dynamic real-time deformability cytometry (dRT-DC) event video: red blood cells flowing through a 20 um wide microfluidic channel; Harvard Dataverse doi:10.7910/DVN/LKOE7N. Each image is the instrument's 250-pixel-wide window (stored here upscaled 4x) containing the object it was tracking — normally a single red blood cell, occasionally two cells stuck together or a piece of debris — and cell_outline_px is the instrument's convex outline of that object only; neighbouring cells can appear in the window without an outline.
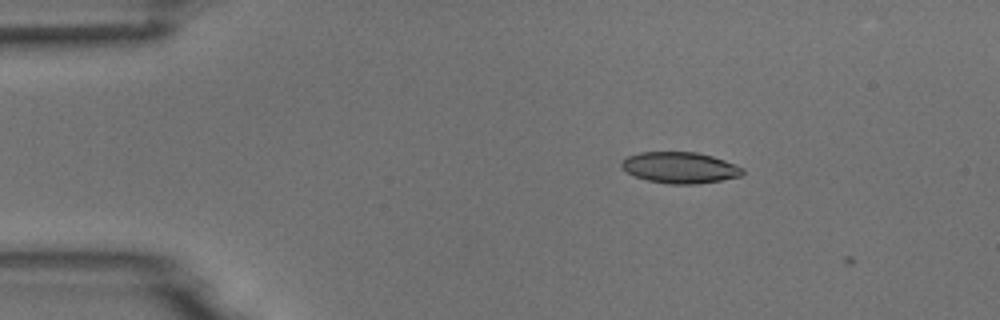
{"species": "common noctule bat (a hibernating species)", "species_latin": "Nyctalus noctula", "temperature_condition": "room temperature", "stored_images_in_passage": 3, "camera_frame_rate_fps": 3000, "um_per_image_px": 0.085, "animal": {"sex": "male", "body_mass_g": 18.8}, "frame": {"image": 1, "passage_image": 1, "time_ms": 0.0, "image_size_px": [1000, 320], "cell_outline_px": [[744, 172], [740, 176], [720, 180], [696, 184], [668, 184], [648, 180], [636, 176], [628, 172], [620, 164], [628, 156], [640, 152], [696, 152], [712, 156], [736, 164], [744, 168]], "centroid_in_image_um": [57.83, 14.24], "position_along_channel_um": 27.2, "area_um2": 21.79}}